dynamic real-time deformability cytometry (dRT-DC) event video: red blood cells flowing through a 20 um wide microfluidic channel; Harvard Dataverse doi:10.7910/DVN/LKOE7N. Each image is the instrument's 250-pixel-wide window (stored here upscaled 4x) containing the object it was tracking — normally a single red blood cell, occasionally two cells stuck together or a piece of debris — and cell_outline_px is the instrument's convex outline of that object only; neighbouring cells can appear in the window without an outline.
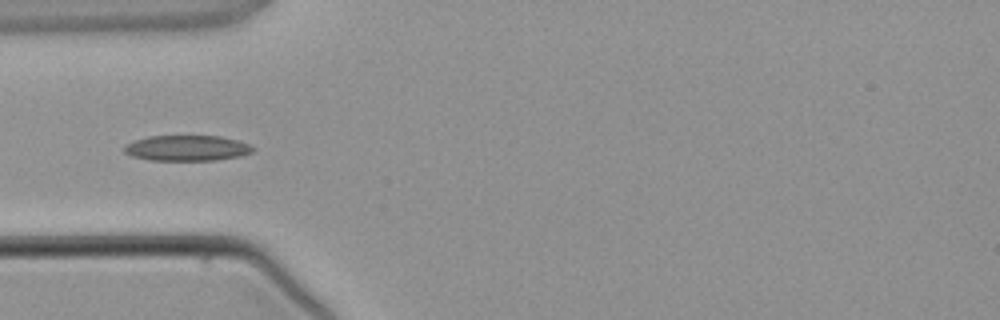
{"species": "common noctule bat (a hibernating species)", "species_latin": "Nyctalus noctula", "temperature_condition": "warm", "stored_images_in_passage": 3, "camera_frame_rate_fps": 3000, "um_per_image_px": 0.085, "animal": {"sex": "male", "body_mass_g": 21.5, "forearm_length_mm": 52.0}, "frame": {"image": 1, "passage_image": 3, "time_ms": 2.333, "image_size_px": [1000, 320], "cell_outline_px": [[256, 148], [252, 152], [240, 156], [216, 160], [148, 160], [132, 156], [124, 152], [124, 148], [128, 144], [136, 140], [148, 136], [220, 136], [240, 140], [252, 144]], "centroid_in_image_um": [15.97, 12.58], "position_along_channel_um": 69.0, "area_um2": 19.25}}